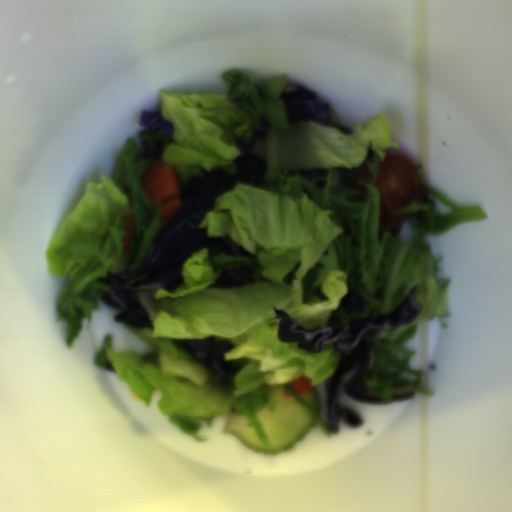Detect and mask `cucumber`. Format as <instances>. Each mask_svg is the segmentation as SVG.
<instances>
[{
    "label": "cucumber",
    "instance_id": "8b760119",
    "mask_svg": "<svg viewBox=\"0 0 512 512\" xmlns=\"http://www.w3.org/2000/svg\"><path fill=\"white\" fill-rule=\"evenodd\" d=\"M273 411L270 406L255 410L272 446L260 440L254 430L246 425L247 415L231 411L223 426V432L232 434L247 448L267 456H281L304 438L312 429V416L284 389H276Z\"/></svg>",
    "mask_w": 512,
    "mask_h": 512
},
{
    "label": "cucumber",
    "instance_id": "586b57bf",
    "mask_svg": "<svg viewBox=\"0 0 512 512\" xmlns=\"http://www.w3.org/2000/svg\"><path fill=\"white\" fill-rule=\"evenodd\" d=\"M313 408H315L318 412L320 410L319 402L316 398L314 390H309L305 393L300 394Z\"/></svg>",
    "mask_w": 512,
    "mask_h": 512
}]
</instances>
